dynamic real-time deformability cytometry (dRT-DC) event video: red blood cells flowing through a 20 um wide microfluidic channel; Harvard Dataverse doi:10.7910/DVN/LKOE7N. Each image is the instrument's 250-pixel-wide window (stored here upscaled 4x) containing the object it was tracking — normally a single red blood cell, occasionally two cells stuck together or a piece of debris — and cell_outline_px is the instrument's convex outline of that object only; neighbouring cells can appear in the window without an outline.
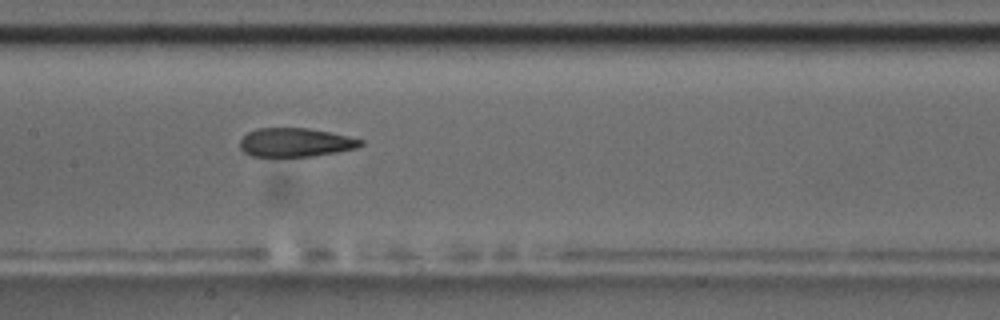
{"species": "common noctule bat (a hibernating species)", "species_latin": "Nyctalus noctula", "temperature_condition": "room temperature", "stored_images_in_passage": 5, "camera_frame_rate_fps": 3000, "um_per_image_px": 0.085, "animal": {"sex": "male", "body_mass_g": 17.5, "forearm_length_mm": 52.3}, "frame": {"image": 1, "passage_image": 4, "time_ms": 3.333, "image_size_px": [1000, 320], "cell_outline_px": [[364, 144], [356, 148], [336, 152], [308, 156], [252, 156], [244, 152], [240, 148], [240, 140], [248, 132], [256, 128], [308, 128], [348, 136], [364, 140]], "centroid_in_image_um": [25.1, 12.1], "position_along_channel_um": 182.3, "area_um2": 20.06}}